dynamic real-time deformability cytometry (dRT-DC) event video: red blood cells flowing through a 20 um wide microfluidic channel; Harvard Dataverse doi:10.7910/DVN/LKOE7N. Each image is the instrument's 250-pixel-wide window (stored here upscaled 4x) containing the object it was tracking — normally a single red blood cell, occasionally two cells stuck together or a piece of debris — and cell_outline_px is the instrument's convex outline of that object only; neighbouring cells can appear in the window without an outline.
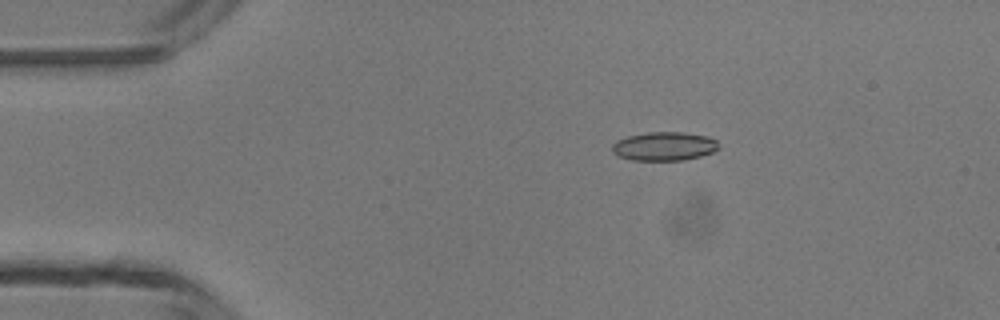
{"species": "common noctule bat (a hibernating species)", "species_latin": "Nyctalus noctula", "temperature_condition": "room temperature", "stored_images_in_passage": 7, "camera_frame_rate_fps": 3000, "um_per_image_px": 0.085, "animal": {"sex": "male", "body_mass_g": 13.3}, "frame": {"image": 1, "passage_image": 3, "time_ms": 2.333, "image_size_px": [1000, 320], "cell_outline_px": [[720, 148], [712, 152], [700, 156], [684, 160], [632, 160], [620, 156], [612, 152], [612, 144], [616, 140], [628, 136], [648, 132], [684, 132], [708, 136], [716, 140], [720, 144]], "centroid_in_image_um": [56.48, 12.42], "position_along_channel_um": 28.5, "area_um2": 17.92}}
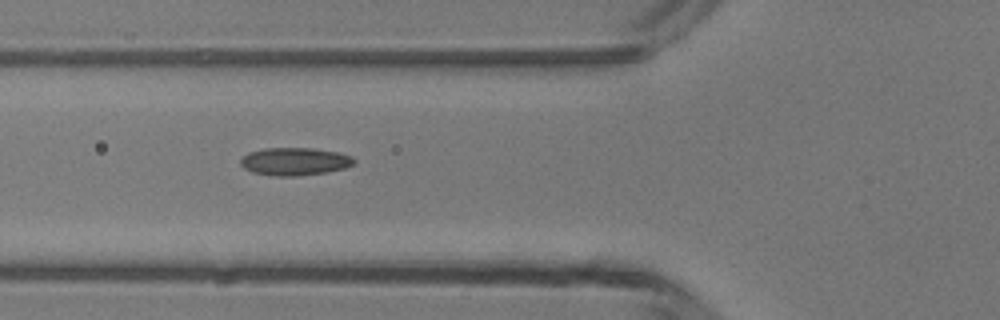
{"frame": {"image": 2, "passage_image": 5, "time_ms": 5.333, "image_size_px": [1000, 320], "cell_outline_px": [[356, 160], [352, 164], [344, 168], [328, 172], [296, 176], [276, 176], [252, 172], [244, 168], [240, 164], [240, 160], [248, 152], [264, 148], [312, 148], [340, 152], [352, 156]], "centroid_in_image_um": [25.05, 13.72], "position_along_channel_um": 100.7, "area_um2": 18.44}}
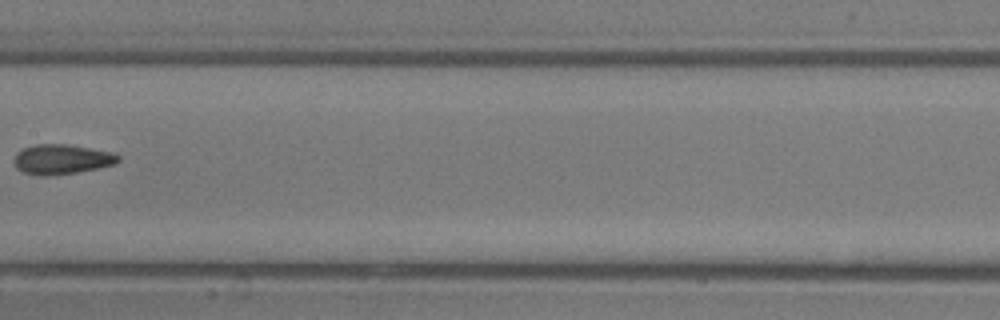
{"frame": {"image": 3, "passage_image": 7, "time_ms": 7.667, "image_size_px": [1000, 320], "cell_outline_px": [[120, 160], [116, 164], [76, 172], [44, 176], [40, 176], [24, 172], [16, 168], [12, 160], [16, 152], [24, 148], [36, 144], [68, 144], [112, 152], [120, 156]], "centroid_in_image_um": [5.22, 13.53], "position_along_channel_um": 202.2, "area_um2": 18.15}}